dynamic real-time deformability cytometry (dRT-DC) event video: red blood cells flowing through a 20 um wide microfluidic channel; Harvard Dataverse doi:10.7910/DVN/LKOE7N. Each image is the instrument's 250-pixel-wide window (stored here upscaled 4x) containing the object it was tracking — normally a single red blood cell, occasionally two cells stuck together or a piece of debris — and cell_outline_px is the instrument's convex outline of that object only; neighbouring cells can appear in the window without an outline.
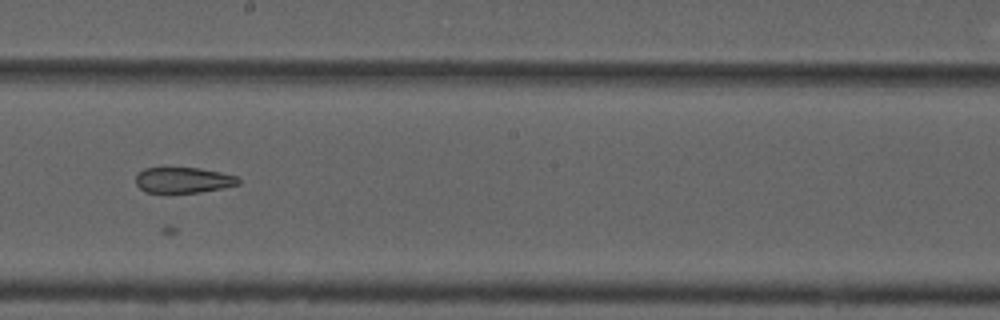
{"species": "common noctule bat (a hibernating species)", "species_latin": "Nyctalus noctula", "temperature_condition": "cold", "stored_images_in_passage": 8, "camera_frame_rate_fps": 3000, "um_per_image_px": 0.085, "animal": {"sex": "male", "forearm_length_mm": 52.5}, "frame": {"image": 1, "passage_image": 8, "time_ms": 8.0, "image_size_px": [1000, 320], "cell_outline_px": [[240, 184], [200, 192], [144, 192], [136, 184], [136, 176], [144, 168], [200, 168], [220, 172], [236, 176], [240, 180]], "centroid_in_image_um": [15.58, 15.3], "position_along_channel_um": 232.6, "area_um2": 15.14}}